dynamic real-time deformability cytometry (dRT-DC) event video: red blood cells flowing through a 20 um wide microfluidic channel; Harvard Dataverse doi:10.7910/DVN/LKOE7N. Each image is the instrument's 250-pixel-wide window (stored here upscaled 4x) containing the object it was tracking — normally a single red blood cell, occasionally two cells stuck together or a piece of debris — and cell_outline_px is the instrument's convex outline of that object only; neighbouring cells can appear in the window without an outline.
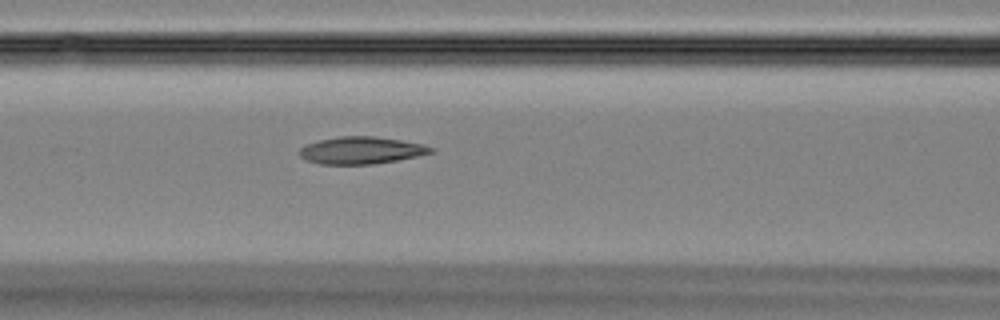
{"species": "Egyptian fruit bat (a non-hibernating species)", "species_latin": "Rousettus aegyptiacus", "temperature_condition": "room temperature", "stored_images_in_passage": 45, "camera_frame_rate_fps": 3000, "um_per_image_px": 0.085, "animal": {"sex": "female"}, "frame": {"image": 1, "passage_image": 19, "time_ms": 6.0, "image_size_px": [1000, 320], "cell_outline_px": [[436, 152], [396, 160], [372, 164], [320, 164], [304, 160], [296, 152], [304, 144], [320, 140], [340, 136], [372, 136], [400, 140], [424, 144], [436, 148]], "centroid_in_image_um": [30.68, 12.78], "position_along_channel_um": 135.9, "area_um2": 20.98}}
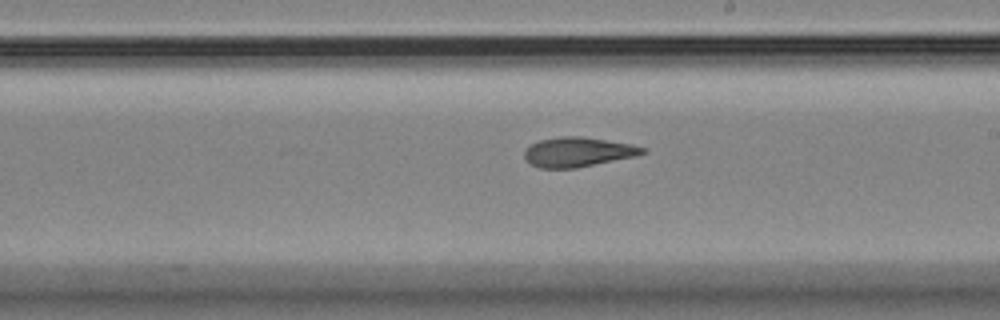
{"frame": {"image": 2, "passage_image": 26, "time_ms": 8.333, "image_size_px": [1000, 320], "cell_outline_px": [[648, 152], [636, 156], [576, 168], [540, 168], [524, 160], [524, 148], [540, 140], [560, 136], [580, 136], [632, 144], [648, 148]], "centroid_in_image_um": [49.13, 12.92], "position_along_channel_um": 239.9, "area_um2": 20.52}}
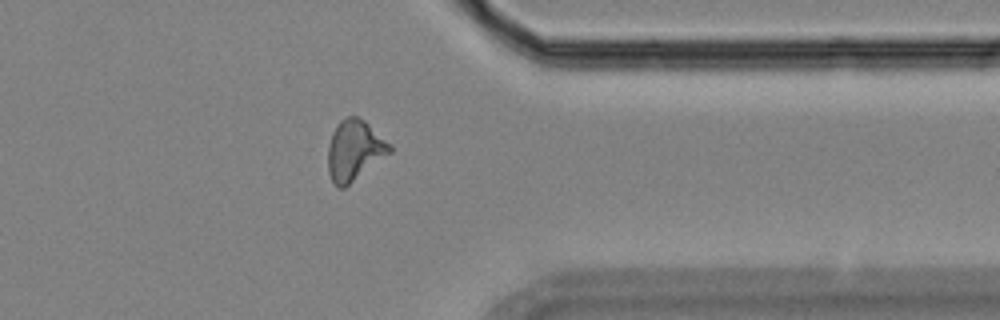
{"frame": {"image": 3, "passage_image": 36, "time_ms": 11.667, "image_size_px": [1000, 320], "cell_outline_px": [[392, 152], [344, 188], [336, 188], [328, 172], [328, 144], [332, 132], [340, 120], [348, 116], [356, 116], [364, 120], [392, 144]], "centroid_in_image_um": [30.13, 12.78], "position_along_channel_um": 381.3, "area_um2": 21.91}}